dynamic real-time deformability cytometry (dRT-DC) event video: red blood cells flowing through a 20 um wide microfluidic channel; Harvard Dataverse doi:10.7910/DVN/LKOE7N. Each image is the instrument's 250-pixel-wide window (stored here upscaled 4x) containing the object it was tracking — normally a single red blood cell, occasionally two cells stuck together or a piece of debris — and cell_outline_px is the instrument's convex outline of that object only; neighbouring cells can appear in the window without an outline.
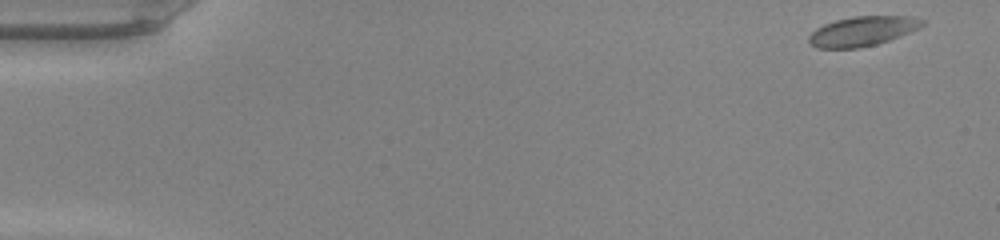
{"species": "common noctule bat (a hibernating species)", "species_latin": "Nyctalus noctula", "temperature_condition": "warm", "stored_images_in_passage": 47, "camera_frame_rate_fps": 3000, "um_per_image_px": 0.085, "animal": {"sex": "male", "body_mass_g": 20.0, "forearm_length_mm": 53.3}, "frame": {"image": 1, "passage_image": 1, "time_ms": 0.0, "image_size_px": [1000, 240], "cell_outline_px": [[924, 24], [920, 28], [900, 36], [876, 44], [860, 48], [816, 48], [808, 44], [808, 36], [816, 28], [824, 24], [836, 20], [856, 16], [908, 16], [924, 20]], "centroid_in_image_um": [73.28, 2.66], "position_along_channel_um": 11.7, "area_um2": 19.59}}
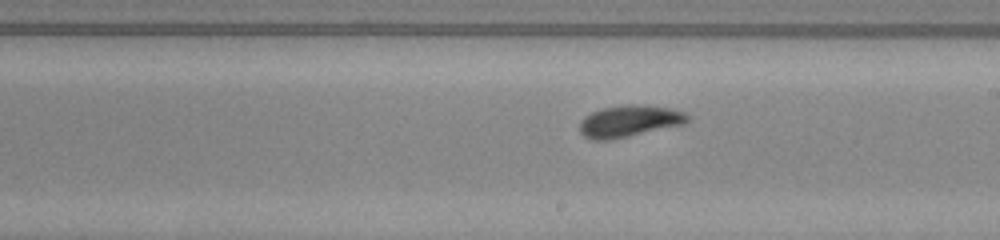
{"frame": {"image": 2, "passage_image": 27, "time_ms": 8.667, "image_size_px": [1000, 240], "cell_outline_px": [[688, 120], [684, 124], [628, 136], [608, 140], [592, 140], [584, 136], [580, 132], [580, 120], [584, 116], [600, 108], [628, 104], [636, 104], [668, 108], [684, 112], [688, 116]], "centroid_in_image_um": [53.44, 10.29], "position_along_channel_um": 235.6, "area_um2": 19.77}}
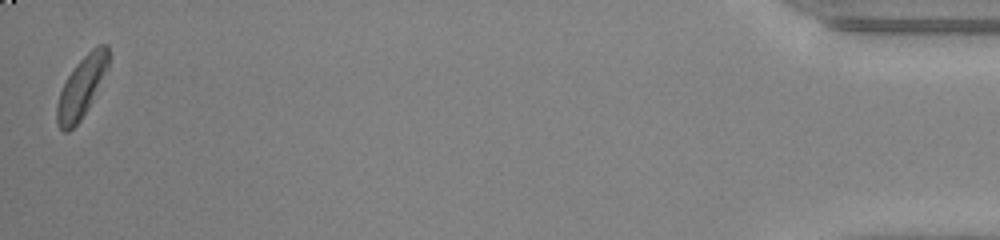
{"frame": {"image": 3, "passage_image": 47, "time_ms": 15.333, "image_size_px": [1000, 240], "cell_outline_px": [[112, 56], [80, 120], [68, 132], [64, 132], [56, 124], [56, 104], [60, 92], [68, 76], [76, 64], [96, 44], [108, 44]], "centroid_in_image_um": [6.91, 7.35], "position_along_channel_um": 428.3, "area_um2": 17.69}, "authors_computed_cell_mechanics": {"area_um2": 19.1896, "velocity_mm_per_s": 4.2285, "shape_relaxation_time_tau1_ms": 2.6837, "shape_relaxation_time_tau2_ms": 1.5285, "deformation_change_tau1": 0.1463, "deformation_change_tau2": 0.0731}}